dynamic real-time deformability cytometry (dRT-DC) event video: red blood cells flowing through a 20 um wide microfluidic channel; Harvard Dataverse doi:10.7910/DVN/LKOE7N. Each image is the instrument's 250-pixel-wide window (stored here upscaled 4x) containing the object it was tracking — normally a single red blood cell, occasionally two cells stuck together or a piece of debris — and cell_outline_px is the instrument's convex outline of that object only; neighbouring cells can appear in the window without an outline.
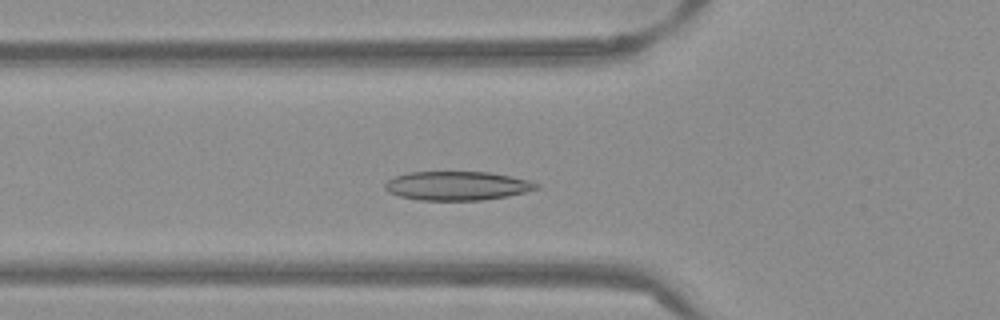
{"species": "Egyptian fruit bat (a non-hibernating species)", "species_latin": "Rousettus aegyptiacus", "temperature_condition": "warm", "stored_images_in_passage": 48, "camera_frame_rate_fps": 3000, "um_per_image_px": 0.085, "frame": {"image": 1, "passage_image": 14, "time_ms": 4.333, "image_size_px": [1000, 320], "cell_outline_px": [[540, 188], [508, 196], [484, 200], [420, 200], [400, 196], [388, 192], [384, 188], [384, 184], [388, 180], [396, 176], [408, 172], [492, 172], [528, 180], [540, 184]], "centroid_in_image_um": [38.87, 15.79], "position_along_channel_um": 86.9, "area_um2": 25.55}}
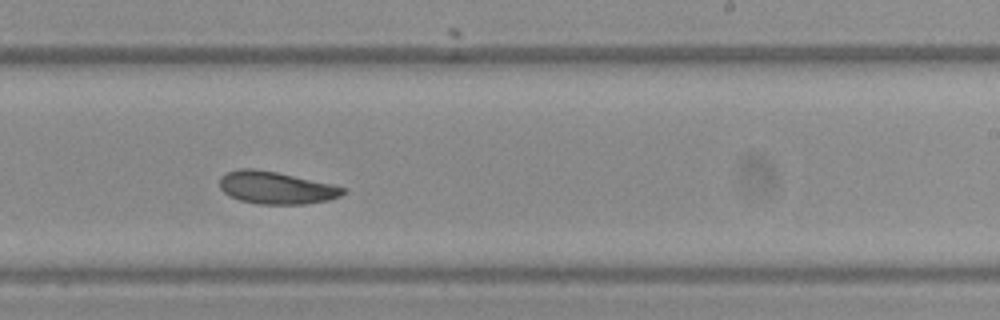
{"frame": {"image": 2, "passage_image": 28, "time_ms": 9.0, "image_size_px": [1000, 320], "cell_outline_px": [[344, 192], [340, 196], [328, 200], [304, 204], [256, 204], [240, 200], [228, 196], [220, 188], [220, 176], [228, 172], [240, 168], [252, 168], [276, 172], [332, 184], [344, 188]], "centroid_in_image_um": [23.42, 15.96], "position_along_channel_um": 265.6, "area_um2": 23.18}}
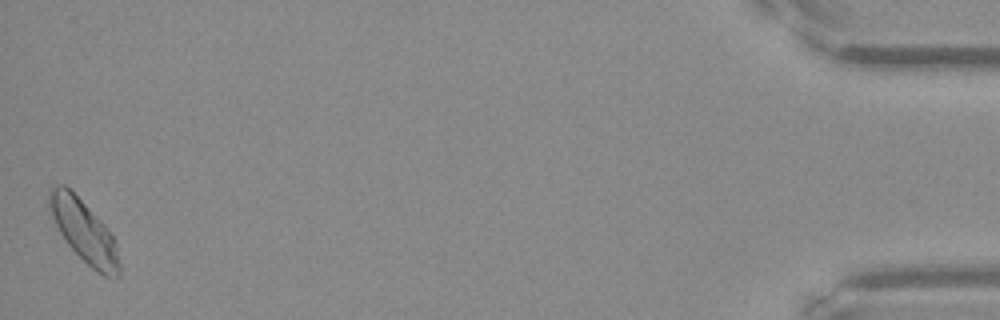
{"frame": {"image": 3, "passage_image": 48, "time_ms": 15.667, "image_size_px": [1000, 320], "cell_outline_px": [[120, 272], [112, 280], [96, 272], [68, 244], [60, 232], [52, 216], [48, 204], [48, 192], [56, 184], [64, 184], [104, 224], [112, 236], [116, 244], [120, 264]], "centroid_in_image_um": [7.15, 19.69], "position_along_channel_um": 428.1, "area_um2": 24.8}, "authors_computed_cell_mechanics": {"area_um2": 23.987, "velocity_mm_per_s": 3.818, "shape_relaxation_time_tau1_ms": 6.2614, "shape_relaxation_time_tau2_ms": null, "deformation_change_tau1": 0.1475, "deformation_change_tau2": null}}